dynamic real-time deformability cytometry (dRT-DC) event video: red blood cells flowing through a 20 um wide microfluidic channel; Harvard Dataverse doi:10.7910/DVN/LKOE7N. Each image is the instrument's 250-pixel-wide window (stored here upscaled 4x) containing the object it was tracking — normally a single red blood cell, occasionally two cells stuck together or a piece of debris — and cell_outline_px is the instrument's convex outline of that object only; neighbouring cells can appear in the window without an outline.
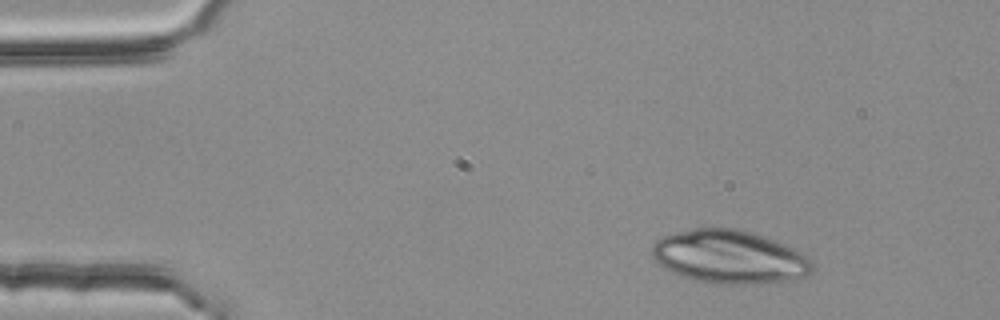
{"species": "common noctule bat (a hibernating species)", "species_latin": "Nyctalus noctula", "temperature_condition": "room temperature", "stored_images_in_passage": 3, "camera_frame_rate_fps": 3000, "um_per_image_px": 0.085, "animal": {"sex": "female", "body_mass_g": 25.1}, "frame": {"image": 1, "passage_image": 1, "time_ms": 0.0, "image_size_px": [1000, 320], "cell_outline_px": [[816, 268], [812, 272], [804, 276], [792, 280], [748, 284], [712, 284], [680, 276], [664, 268], [652, 256], [652, 248], [656, 240], [664, 236], [676, 232], [712, 224], [736, 228], [752, 232], [784, 244], [808, 256], [812, 260]], "centroid_in_image_um": [62.01, 21.81], "position_along_channel_um": 23.0, "area_um2": 50.52}}